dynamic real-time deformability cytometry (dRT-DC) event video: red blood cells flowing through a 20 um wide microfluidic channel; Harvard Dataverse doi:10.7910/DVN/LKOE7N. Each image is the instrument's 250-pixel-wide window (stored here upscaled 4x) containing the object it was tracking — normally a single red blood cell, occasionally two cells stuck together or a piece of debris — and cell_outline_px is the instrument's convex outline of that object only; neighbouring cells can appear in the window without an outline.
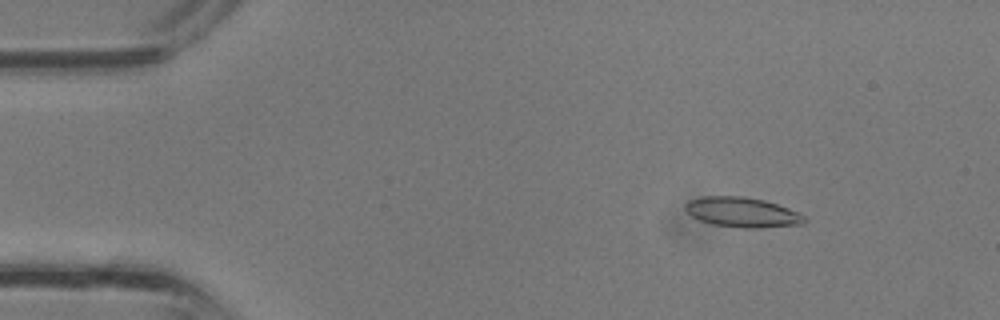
{"species": "common noctule bat (a hibernating species)", "species_latin": "Nyctalus noctula", "temperature_condition": "room temperature", "stored_images_in_passage": 32, "camera_frame_rate_fps": 3000, "um_per_image_px": 0.085, "animal": {"sex": "male", "body_mass_g": 13.3}, "frame": {"image": 1, "passage_image": 4, "time_ms": 1.0, "image_size_px": [1000, 320], "cell_outline_px": [[808, 220], [804, 224], [760, 228], [744, 228], [712, 224], [700, 220], [692, 216], [684, 208], [684, 204], [688, 200], [704, 196], [744, 196], [764, 200], [800, 212]], "centroid_in_image_um": [63.11, 18.04], "position_along_channel_um": 21.9, "area_um2": 20.92}}
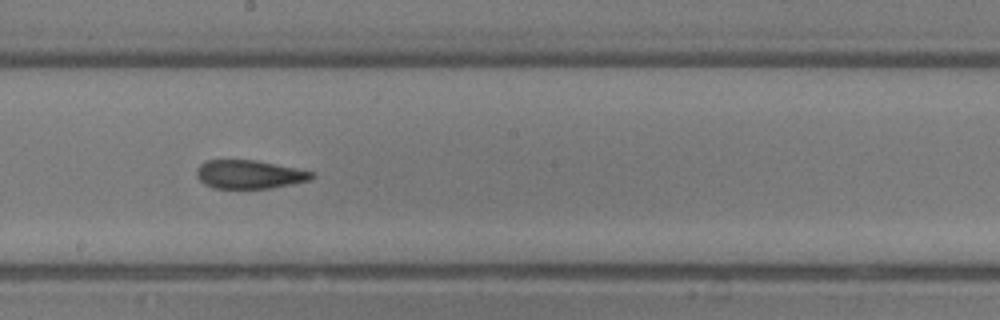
{"frame": {"image": 2, "passage_image": 19, "time_ms": 6.0, "image_size_px": [1000, 320], "cell_outline_px": [[316, 176], [308, 180], [292, 184], [268, 188], [212, 188], [204, 184], [196, 176], [196, 168], [200, 164], [208, 160], [256, 160], [296, 168], [312, 172]], "centroid_in_image_um": [21.16, 14.82], "position_along_channel_um": 227.0, "area_um2": 19.07}}
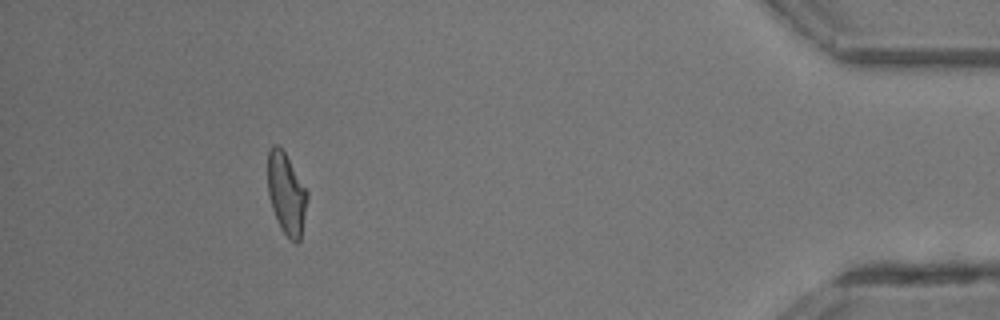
{"frame": {"image": 3, "passage_image": 32, "time_ms": 10.333, "image_size_px": [1000, 320], "cell_outline_px": [[308, 196], [300, 240], [296, 244], [280, 228], [272, 208], [268, 192], [268, 152], [272, 144], [276, 144], [284, 152], [308, 192]], "centroid_in_image_um": [24.34, 16.47], "position_along_channel_um": 410.9, "area_um2": 18.44}}